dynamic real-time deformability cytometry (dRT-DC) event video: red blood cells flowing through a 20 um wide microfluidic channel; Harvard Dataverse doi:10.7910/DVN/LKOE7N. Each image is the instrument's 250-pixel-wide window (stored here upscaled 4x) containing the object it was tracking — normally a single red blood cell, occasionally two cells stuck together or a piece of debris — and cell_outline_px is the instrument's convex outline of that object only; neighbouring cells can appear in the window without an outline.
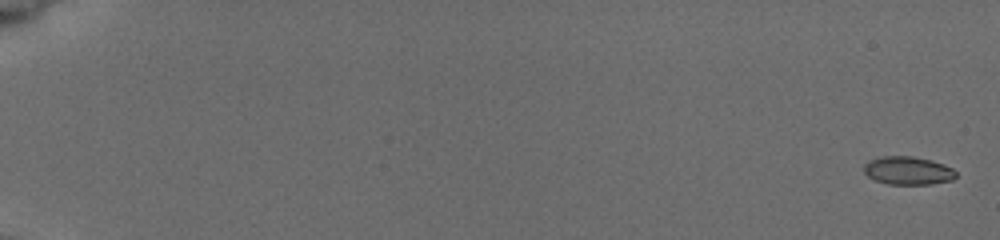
{"species": "common noctule bat (a hibernating species)", "species_latin": "Nyctalus noctula", "temperature_condition": "cold", "stored_images_in_passage": 20, "camera_frame_rate_fps": 3000, "um_per_image_px": 0.085, "animal": {"sex": "female", "body_mass_g": 19.5, "forearm_length_mm": 54.1}, "frame": {"image": 1, "passage_image": 4, "time_ms": 0.333, "image_size_px": [1000, 240], "cell_outline_px": [[956, 176], [952, 180], [932, 184], [888, 184], [876, 180], [868, 176], [864, 172], [864, 164], [868, 160], [880, 156], [912, 156], [932, 160], [944, 164], [952, 168], [956, 172]], "centroid_in_image_um": [77.17, 14.49], "position_along_channel_um": 7.8, "area_um2": 15.2}}
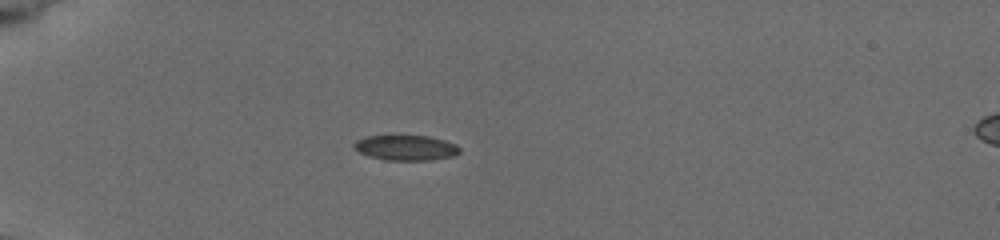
{"frame": {"image": 2, "passage_image": 18, "time_ms": 6.0, "image_size_px": [1000, 240], "cell_outline_px": [[460, 152], [452, 156], [428, 160], [384, 160], [368, 156], [360, 152], [352, 144], [356, 140], [364, 136], [392, 132], [428, 136], [444, 140], [456, 144], [460, 148]], "centroid_in_image_um": [34.43, 12.49], "position_along_channel_um": 50.6, "area_um2": 16.36}}
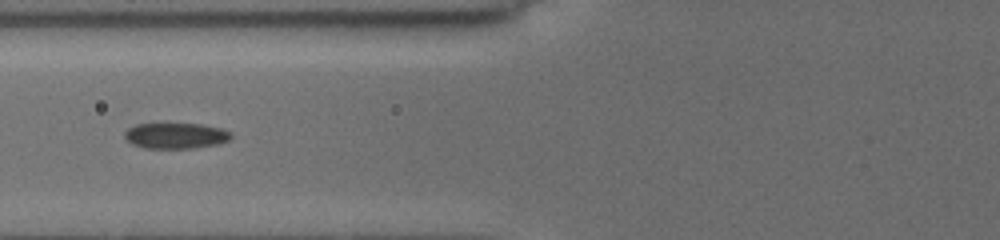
{"frame": {"image": 3, "passage_image": 20, "time_ms": 8.333, "image_size_px": [1000, 240], "cell_outline_px": [[232, 136], [228, 140], [220, 144], [196, 148], [144, 148], [132, 144], [124, 136], [124, 132], [128, 128], [136, 124], [200, 124], [220, 128], [232, 132]], "centroid_in_image_um": [14.95, 11.54], "position_along_channel_um": 110.8, "area_um2": 16.01}}